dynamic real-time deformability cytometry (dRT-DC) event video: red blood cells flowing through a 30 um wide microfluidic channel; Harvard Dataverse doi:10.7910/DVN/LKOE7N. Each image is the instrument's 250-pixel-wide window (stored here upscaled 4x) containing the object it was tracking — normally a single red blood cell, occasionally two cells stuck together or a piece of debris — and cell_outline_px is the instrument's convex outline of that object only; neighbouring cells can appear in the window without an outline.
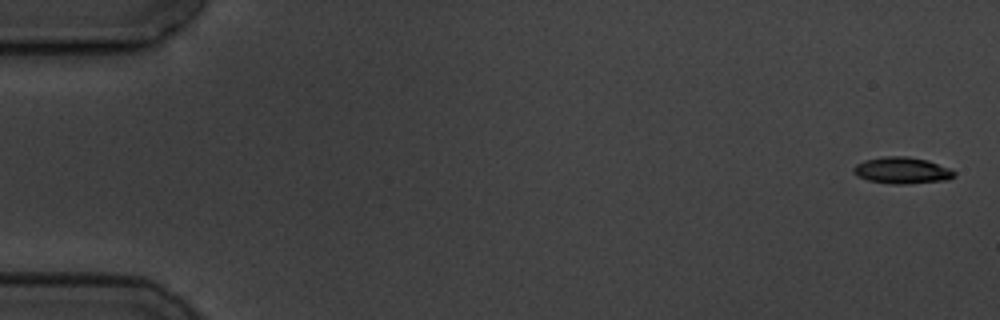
{"species": "common noctule bat (a hibernating species)", "species_latin": "Nyctalus noctula", "temperature_condition": "cold", "stored_images_in_passage": 6, "camera_frame_rate_fps": 3000, "um_per_image_px": 0.085, "animal": {"sex": "male", "body_mass_g": 19.5, "forearm_length_mm": 54.6}, "frame": {"image": 1, "passage_image": 1, "time_ms": 0.0, "image_size_px": [1000, 320], "cell_outline_px": [[956, 176], [948, 180], [908, 184], [892, 184], [868, 180], [856, 176], [852, 172], [852, 168], [856, 164], [864, 160], [884, 156], [908, 156], [928, 160], [948, 168], [956, 172]], "centroid_in_image_um": [76.66, 14.49], "position_along_channel_um": 8.3, "area_um2": 15.78}}
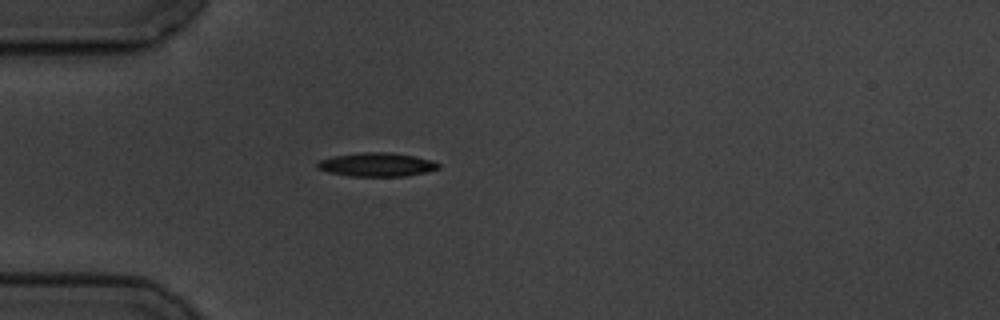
{"frame": {"image": 2, "passage_image": 5, "time_ms": 5.0, "image_size_px": [1000, 320], "cell_outline_px": [[440, 168], [408, 176], [348, 176], [328, 172], [316, 168], [316, 164], [320, 160], [332, 156], [360, 152], [392, 152], [416, 156], [432, 160], [440, 164]], "centroid_in_image_um": [32.02, 13.98], "position_along_channel_um": 53.0, "area_um2": 16.94}}